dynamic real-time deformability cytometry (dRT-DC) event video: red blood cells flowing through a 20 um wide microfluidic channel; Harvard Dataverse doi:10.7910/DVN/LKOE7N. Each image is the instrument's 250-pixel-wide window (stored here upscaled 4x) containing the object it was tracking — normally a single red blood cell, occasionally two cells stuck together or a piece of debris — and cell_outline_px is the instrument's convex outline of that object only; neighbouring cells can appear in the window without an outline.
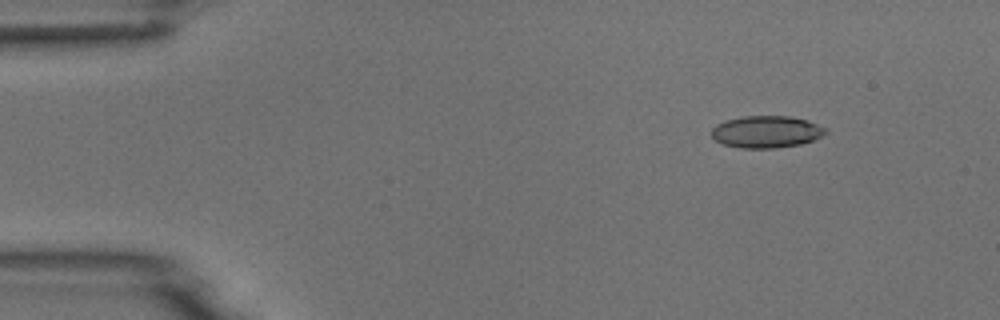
{"species": "common noctule bat (a hibernating species)", "species_latin": "Nyctalus noctula", "temperature_condition": "room temperature", "stored_images_in_passage": 10, "camera_frame_rate_fps": 3000, "um_per_image_px": 0.085, "animal": {"sex": "male", "body_mass_g": 18.8}, "frame": {"image": 1, "passage_image": 1, "time_ms": 0.0, "image_size_px": [1000, 320], "cell_outline_px": [[828, 132], [812, 140], [800, 144], [776, 148], [740, 148], [724, 144], [716, 140], [712, 136], [712, 128], [716, 124], [724, 120], [744, 116], [788, 116], [808, 120], [828, 128]], "centroid_in_image_um": [65.15, 11.19], "position_along_channel_um": 19.9, "area_um2": 21.33}}
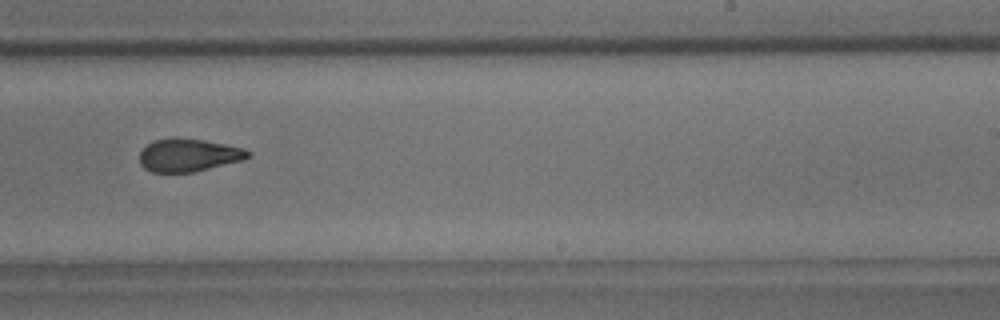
{"frame": {"image": 2, "passage_image": 9, "time_ms": 9.0, "image_size_px": [1000, 320], "cell_outline_px": [[252, 156], [244, 160], [192, 172], [152, 172], [144, 168], [140, 164], [140, 152], [152, 140], [204, 140], [244, 148], [252, 152]], "centroid_in_image_um": [16.08, 13.22], "position_along_channel_um": 272.9, "area_um2": 20.29}}
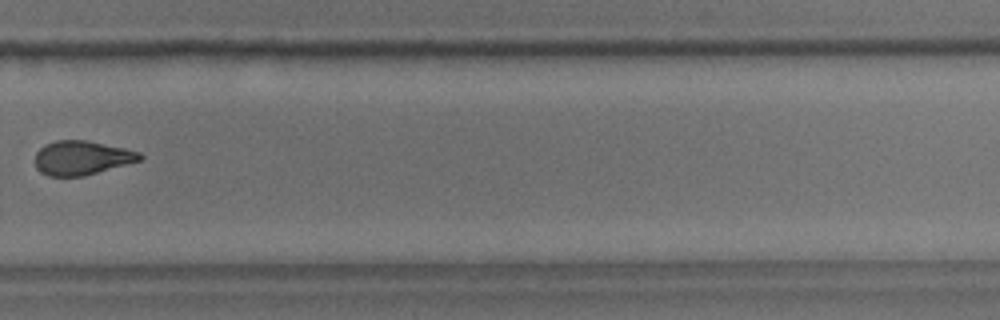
{"frame": {"image": 3, "passage_image": 10, "time_ms": 10.333, "image_size_px": [1000, 320], "cell_outline_px": [[144, 156], [140, 160], [84, 176], [48, 176], [40, 172], [36, 168], [36, 152], [44, 144], [56, 140], [88, 140], [124, 148], [140, 152]], "centroid_in_image_um": [6.93, 13.41], "position_along_channel_um": 322.9, "area_um2": 20.81}}